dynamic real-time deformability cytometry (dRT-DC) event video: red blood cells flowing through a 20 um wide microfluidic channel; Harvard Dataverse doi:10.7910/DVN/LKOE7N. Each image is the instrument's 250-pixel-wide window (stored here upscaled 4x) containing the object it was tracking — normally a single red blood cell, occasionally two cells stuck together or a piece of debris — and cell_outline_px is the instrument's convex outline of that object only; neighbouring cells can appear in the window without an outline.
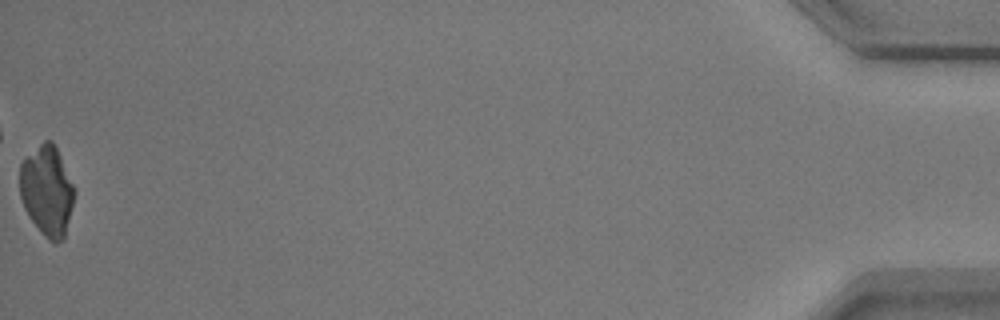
{"species": "common noctule bat (a hibernating species)", "species_latin": "Nyctalus noctula", "temperature_condition": "warm", "stored_images_in_passage": 56, "camera_frame_rate_fps": 3000, "um_per_image_px": 0.085, "animal": {"sex": "male", "body_mass_g": 17.9}, "frame": {"image": 1, "passage_image": 56, "time_ms": 18.333, "image_size_px": [1000, 320], "cell_outline_px": [[76, 192], [64, 240], [56, 244], [52, 244], [44, 236], [28, 216], [24, 208], [20, 196], [20, 164], [44, 140], [52, 140], [76, 188]], "centroid_in_image_um": [4.02, 16.27], "position_along_channel_um": 431.2, "area_um2": 28.84}}